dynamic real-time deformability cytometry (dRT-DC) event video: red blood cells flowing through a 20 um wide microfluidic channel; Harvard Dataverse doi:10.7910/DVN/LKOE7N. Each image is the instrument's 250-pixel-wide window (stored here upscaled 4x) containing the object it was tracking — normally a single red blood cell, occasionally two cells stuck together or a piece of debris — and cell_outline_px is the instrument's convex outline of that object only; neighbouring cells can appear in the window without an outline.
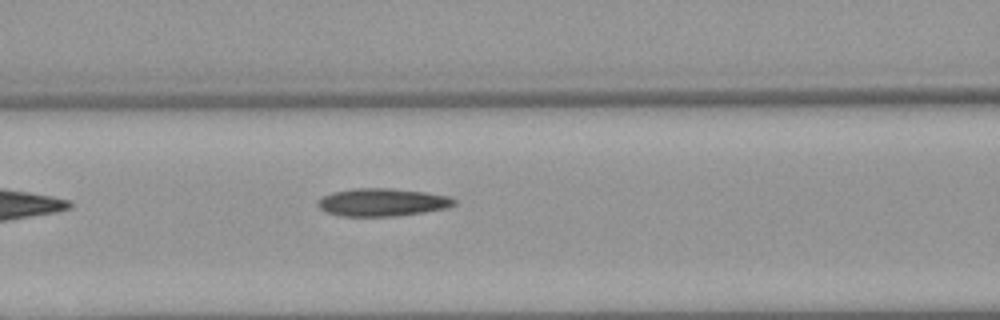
{"species": "Egyptian fruit bat (a non-hibernating species)", "species_latin": "Rousettus aegyptiacus", "temperature_condition": "warm", "stored_images_in_passage": 4, "segment_of_instrument_passage": [1, 2], "camera_frame_rate_fps": 3000, "um_per_image_px": 0.085, "animal": {"sex": "female"}, "frame": {"image": 1, "passage_image": 3, "time_ms": 2.333, "image_size_px": [1000, 320], "cell_outline_px": [[456, 204], [448, 208], [424, 212], [396, 216], [340, 216], [324, 212], [316, 204], [324, 196], [332, 192], [352, 188], [388, 188], [428, 192], [448, 196], [456, 200]], "centroid_in_image_um": [32.5, 17.19], "position_along_channel_um": 134.1, "area_um2": 22.25}}